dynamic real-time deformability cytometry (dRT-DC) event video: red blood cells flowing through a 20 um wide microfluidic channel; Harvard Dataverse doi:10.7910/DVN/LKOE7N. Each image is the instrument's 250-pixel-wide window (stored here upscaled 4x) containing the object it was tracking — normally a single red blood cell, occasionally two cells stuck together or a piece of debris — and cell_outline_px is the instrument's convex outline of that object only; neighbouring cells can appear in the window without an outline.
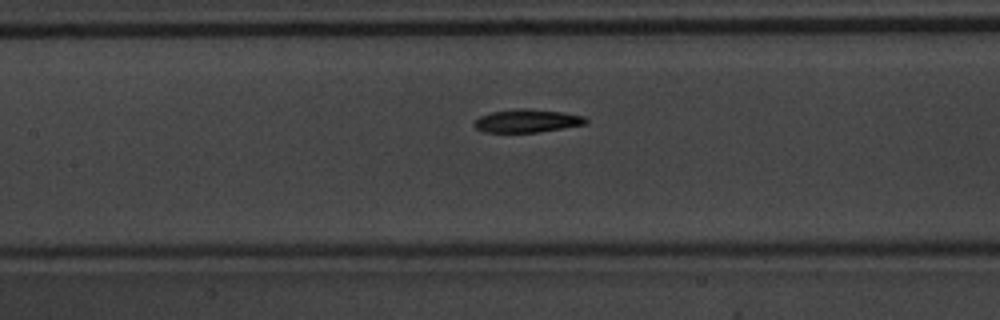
{"species": "common noctule bat (a hibernating species)", "species_latin": "Nyctalus noctula", "temperature_condition": "warm", "stored_images_in_passage": 24, "camera_frame_rate_fps": 3000, "um_per_image_px": 0.085, "animal": {"sex": "male", "body_mass_g": 20.1, "forearm_length_mm": 53.5}, "frame": {"image": 1, "passage_image": 8, "time_ms": 2.333, "image_size_px": [1000, 320], "cell_outline_px": [[588, 124], [540, 132], [484, 132], [476, 128], [472, 124], [480, 116], [492, 112], [516, 108], [528, 108], [560, 112], [584, 116], [588, 120]], "centroid_in_image_um": [44.82, 10.27], "position_along_channel_um": 162.6, "area_um2": 15.09}, "authors_computed_cell_mechanics": {"area_um2": 15.2592, "velocity_mm_per_s": 3.9217, "shape_relaxation_time_tau1_ms": 2.623, "shape_relaxation_time_tau2_ms": 3.3437, "deformation_change_tau1": 0.1538, "deformation_change_tau2": 0.0572}}